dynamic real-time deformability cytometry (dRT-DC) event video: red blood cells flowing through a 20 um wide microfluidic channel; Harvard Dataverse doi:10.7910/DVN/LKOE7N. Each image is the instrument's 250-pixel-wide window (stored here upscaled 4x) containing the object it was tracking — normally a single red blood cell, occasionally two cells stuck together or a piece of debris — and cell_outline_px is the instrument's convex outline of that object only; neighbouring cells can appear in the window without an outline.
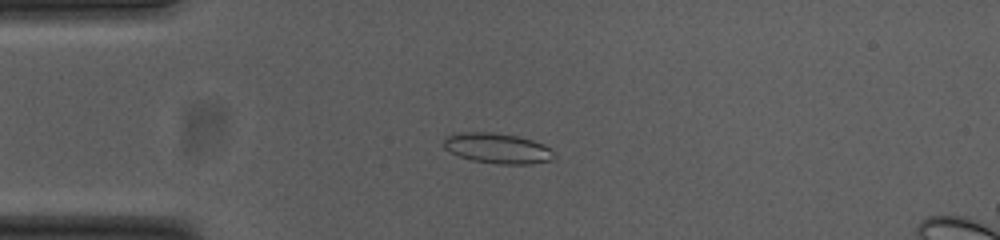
{"species": "common noctule bat (a hibernating species)", "species_latin": "Nyctalus noctula", "temperature_condition": "cold", "stored_images_in_passage": 44, "segment_of_instrument_passage": [1, 2], "camera_frame_rate_fps": 3000, "um_per_image_px": 0.085, "animal": {"sex": "female", "body_mass_g": 23.0, "forearm_length_mm": 53.4}, "frame": {"image": 1, "passage_image": 2, "time_ms": 0.333, "image_size_px": [1000, 240], "cell_outline_px": [[556, 156], [552, 160], [528, 164], [500, 164], [472, 160], [460, 156], [444, 148], [444, 136], [456, 132], [488, 132], [516, 136], [532, 140], [544, 144]], "centroid_in_image_um": [42.26, 12.6], "position_along_channel_um": 42.7, "area_um2": 19.36}}
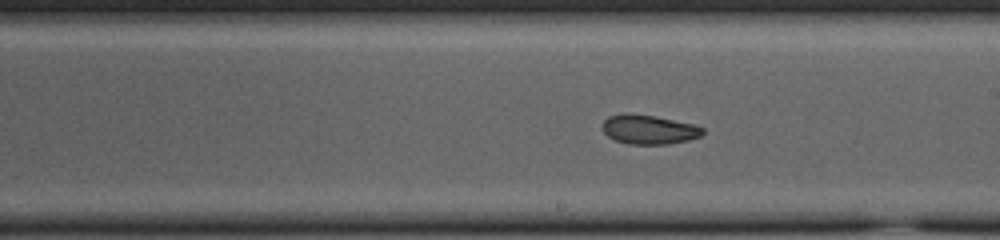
{"frame": {"image": 2, "passage_image": 19, "time_ms": 6.0, "image_size_px": [1000, 240], "cell_outline_px": [[704, 132], [700, 136], [688, 140], [668, 144], [628, 144], [616, 140], [608, 136], [604, 132], [604, 120], [608, 116], [624, 112], [628, 112], [652, 116], [696, 124], [704, 128]], "centroid_in_image_um": [55.17, 11.0], "position_along_channel_um": 233.8, "area_um2": 17.11}}
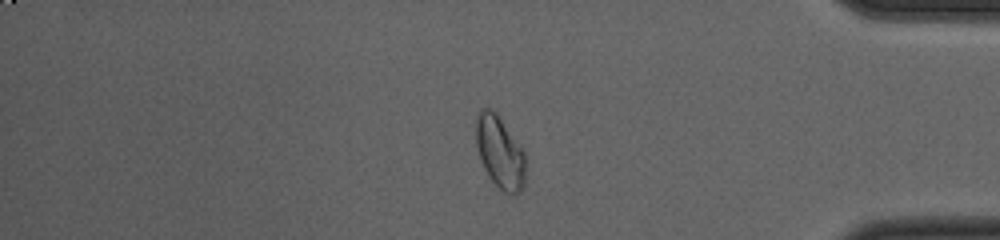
{"frame": {"image": 3, "passage_image": 34, "time_ms": 11.0, "image_size_px": [1000, 240], "cell_outline_px": [[524, 188], [516, 196], [504, 192], [492, 180], [484, 168], [480, 160], [476, 148], [476, 120], [480, 108], [488, 108], [496, 112], [524, 152]], "centroid_in_image_um": [42.47, 12.95], "position_along_channel_um": 392.7, "area_um2": 20.69}}